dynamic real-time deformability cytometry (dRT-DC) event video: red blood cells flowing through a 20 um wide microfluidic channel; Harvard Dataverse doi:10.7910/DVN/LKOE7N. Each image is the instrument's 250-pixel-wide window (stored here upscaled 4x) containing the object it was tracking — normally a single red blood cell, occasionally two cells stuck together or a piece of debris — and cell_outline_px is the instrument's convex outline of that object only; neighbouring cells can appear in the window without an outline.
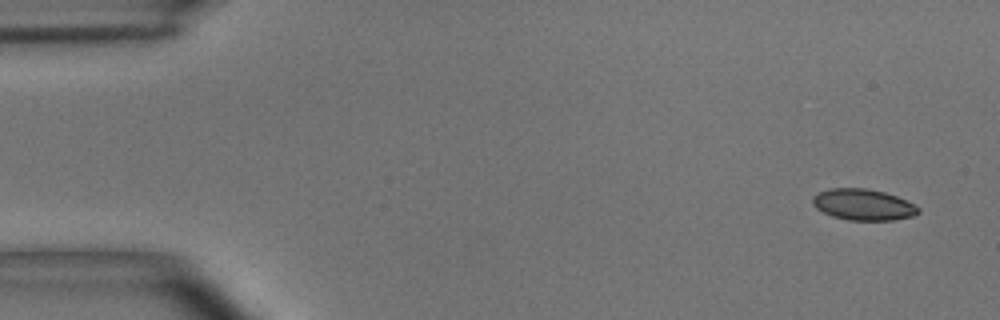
{"species": "common noctule bat (a hibernating species)", "species_latin": "Nyctalus noctula", "temperature_condition": "room temperature", "stored_images_in_passage": 4, "camera_frame_rate_fps": 3000, "um_per_image_px": 0.085, "animal": {"sex": "male", "body_mass_g": 15.6}, "frame": {"image": 1, "passage_image": 1, "time_ms": 0.0, "image_size_px": [1000, 320], "cell_outline_px": [[920, 212], [912, 216], [892, 220], [848, 220], [832, 216], [816, 208], [812, 204], [812, 196], [828, 188], [864, 188], [884, 192], [896, 196], [920, 208]], "centroid_in_image_um": [73.34, 17.39], "position_along_channel_um": 11.7, "area_um2": 19.07}}
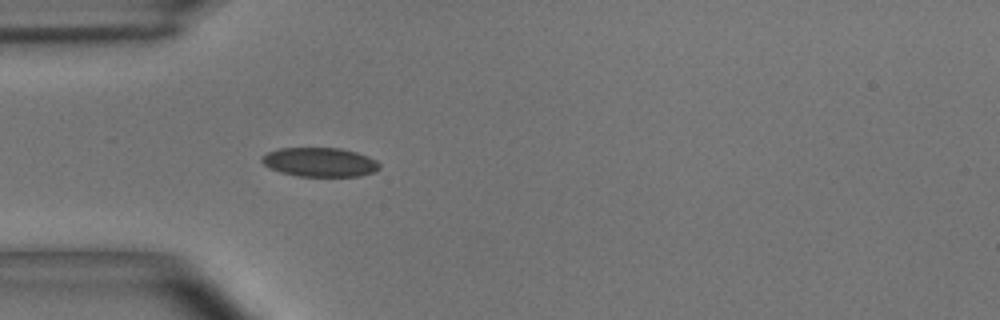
{"frame": {"image": 2, "passage_image": 4, "time_ms": 1.0, "image_size_px": [1000, 320], "cell_outline_px": [[380, 168], [372, 172], [360, 176], [300, 176], [280, 172], [268, 168], [260, 160], [260, 156], [268, 152], [280, 148], [340, 148], [356, 152], [368, 156], [376, 160], [380, 164]], "centroid_in_image_um": [27.16, 13.78], "position_along_channel_um": 57.8, "area_um2": 20.0}}